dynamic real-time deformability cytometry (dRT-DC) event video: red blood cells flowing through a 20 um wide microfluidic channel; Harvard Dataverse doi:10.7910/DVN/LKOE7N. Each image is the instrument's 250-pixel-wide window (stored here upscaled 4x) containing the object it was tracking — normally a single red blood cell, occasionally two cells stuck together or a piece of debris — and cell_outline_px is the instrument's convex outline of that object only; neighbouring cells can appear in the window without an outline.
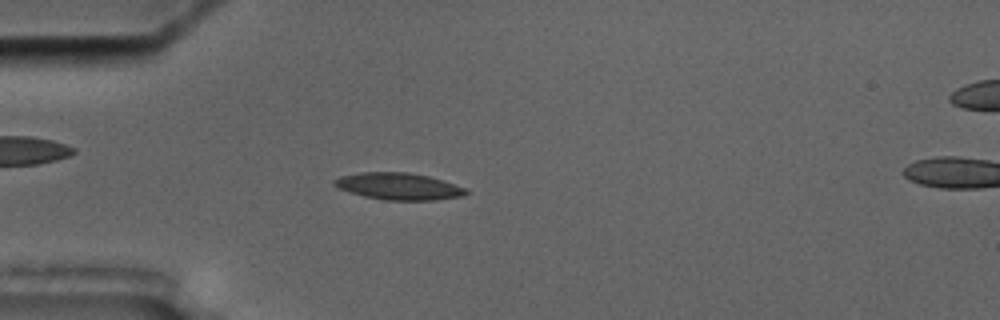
{"species": "common noctule bat (a hibernating species)", "species_latin": "Nyctalus noctula", "temperature_condition": "cold", "stored_images_in_passage": 14, "camera_frame_rate_fps": 3000, "um_per_image_px": 0.085, "animal": {"sex": "male", "body_mass_g": 17.5, "forearm_length_mm": 52.3}, "frame": {"image": 1, "passage_image": 3, "time_ms": 3.333, "image_size_px": [1000, 320], "cell_outline_px": [[468, 192], [464, 196], [436, 200], [384, 200], [364, 196], [348, 192], [332, 184], [332, 180], [340, 176], [360, 172], [408, 172], [428, 176], [468, 188]], "centroid_in_image_um": [33.88, 15.84], "position_along_channel_um": 51.1, "area_um2": 20.75}}
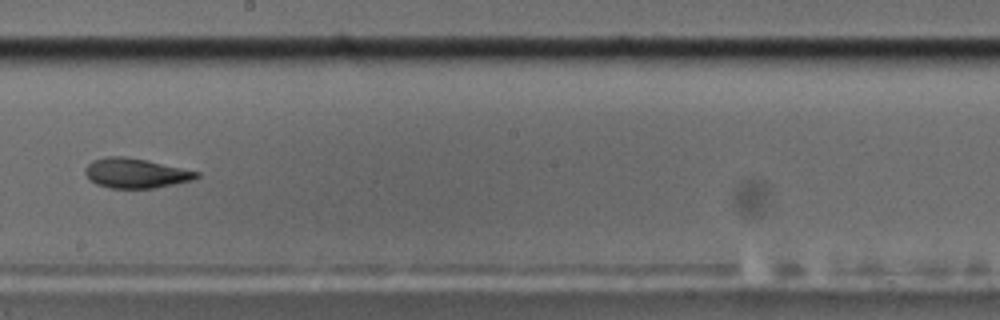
{"frame": {"image": 2, "passage_image": 8, "time_ms": 9.0, "image_size_px": [1000, 320], "cell_outline_px": [[200, 176], [196, 180], [156, 188], [108, 188], [96, 184], [84, 172], [84, 168], [92, 160], [108, 156], [124, 156], [148, 160], [200, 172]], "centroid_in_image_um": [11.58, 14.72], "position_along_channel_um": 236.6, "area_um2": 19.54}}
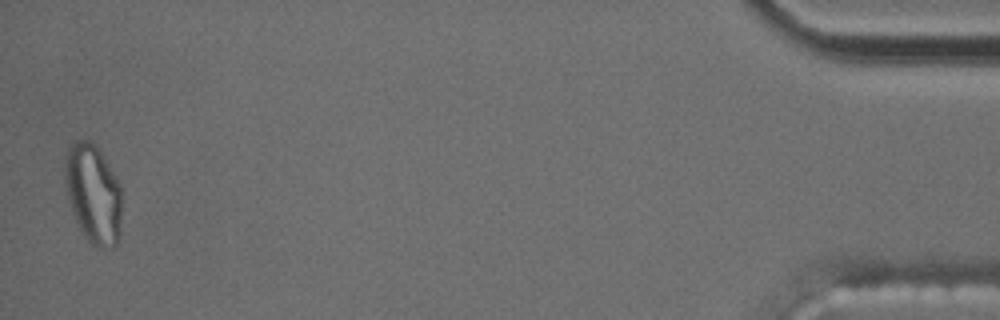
{"frame": {"image": 3, "passage_image": 14, "time_ms": 17.0, "image_size_px": [1000, 320], "cell_outline_px": [[120, 240], [116, 248], [100, 248], [92, 244], [84, 236], [72, 212], [68, 200], [64, 172], [64, 164], [68, 148], [76, 140], [88, 140], [96, 144], [116, 176], [120, 184]], "centroid_in_image_um": [7.93, 16.49], "position_along_channel_um": 427.3, "area_um2": 33.06}}